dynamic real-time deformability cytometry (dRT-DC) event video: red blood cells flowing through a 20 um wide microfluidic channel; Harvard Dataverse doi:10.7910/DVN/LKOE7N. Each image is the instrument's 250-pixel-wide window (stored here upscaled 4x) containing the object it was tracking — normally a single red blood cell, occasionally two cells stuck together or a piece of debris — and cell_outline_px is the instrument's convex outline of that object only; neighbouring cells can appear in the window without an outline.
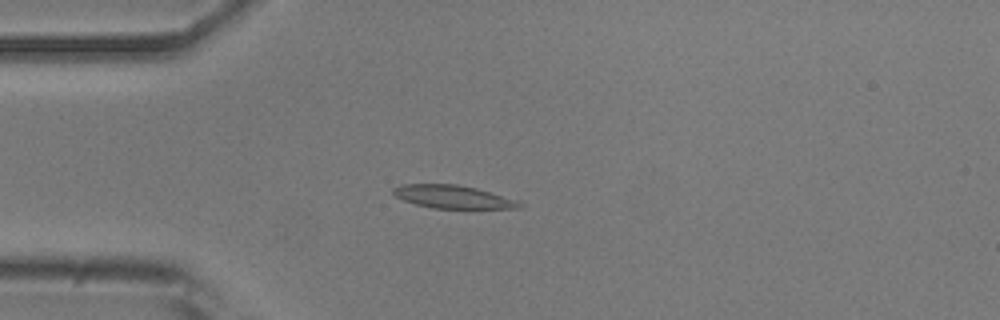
{"species": "common noctule bat (a hibernating species)", "species_latin": "Nyctalus noctula", "temperature_condition": "room temperature", "stored_images_in_passage": 20, "camera_frame_rate_fps": 3000, "um_per_image_px": 0.085, "animal": {"sex": "male", "body_mass_g": 20.5, "forearm_length_mm": 52.5}, "frame": {"image": 1, "passage_image": 14, "time_ms": 4.333, "image_size_px": [1000, 320], "cell_outline_px": [[524, 204], [520, 208], [432, 208], [416, 204], [404, 200], [396, 196], [392, 192], [392, 188], [400, 184], [456, 184], [476, 188], [520, 200]], "centroid_in_image_um": [38.53, 16.72], "position_along_channel_um": 46.5, "area_um2": 16.99}}
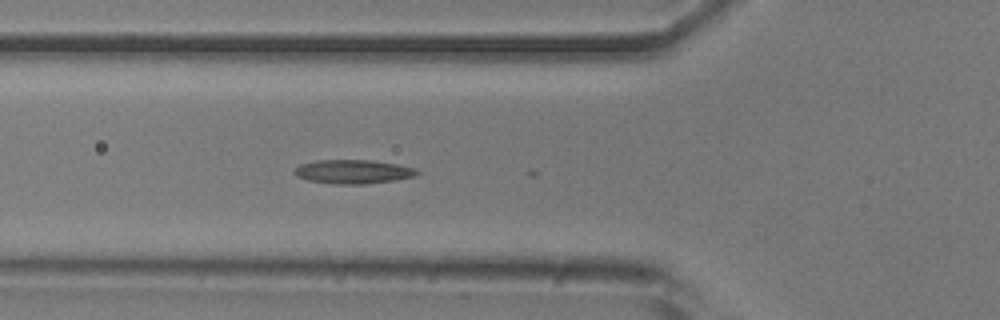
{"frame": {"image": 2, "passage_image": 19, "time_ms": 6.0, "image_size_px": [1000, 320], "cell_outline_px": [[420, 172], [416, 176], [396, 180], [364, 184], [336, 184], [308, 180], [296, 176], [292, 172], [300, 164], [316, 160], [372, 160], [396, 164], [416, 168]], "centroid_in_image_um": [30.03, 14.59], "position_along_channel_um": 95.8, "area_um2": 17.17}}